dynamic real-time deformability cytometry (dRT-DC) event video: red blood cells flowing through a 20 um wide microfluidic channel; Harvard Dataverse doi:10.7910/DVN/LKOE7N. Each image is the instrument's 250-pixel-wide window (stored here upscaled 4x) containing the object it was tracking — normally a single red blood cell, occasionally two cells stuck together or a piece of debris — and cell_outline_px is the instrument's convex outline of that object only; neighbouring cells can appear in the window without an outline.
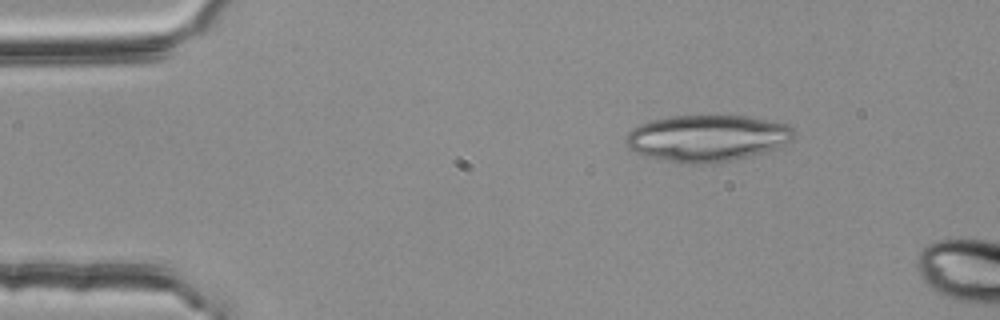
{"species": "common noctule bat (a hibernating species)", "species_latin": "Nyctalus noctula", "temperature_condition": "room temperature", "stored_images_in_passage": 2, "camera_frame_rate_fps": 3000, "um_per_image_px": 0.085, "animal": {"sex": "female", "body_mass_g": 25.1}, "frame": {"image": 1, "passage_image": 1, "time_ms": 0.0, "image_size_px": [1000, 320], "cell_outline_px": [[796, 136], [792, 140], [776, 148], [728, 160], [708, 164], [680, 164], [644, 156], [632, 152], [628, 148], [624, 140], [624, 136], [632, 128], [640, 124], [652, 120], [672, 116], [748, 116], [788, 124], [796, 132]], "centroid_in_image_um": [60.04, 11.74], "position_along_channel_um": 25.0, "area_um2": 45.78}}